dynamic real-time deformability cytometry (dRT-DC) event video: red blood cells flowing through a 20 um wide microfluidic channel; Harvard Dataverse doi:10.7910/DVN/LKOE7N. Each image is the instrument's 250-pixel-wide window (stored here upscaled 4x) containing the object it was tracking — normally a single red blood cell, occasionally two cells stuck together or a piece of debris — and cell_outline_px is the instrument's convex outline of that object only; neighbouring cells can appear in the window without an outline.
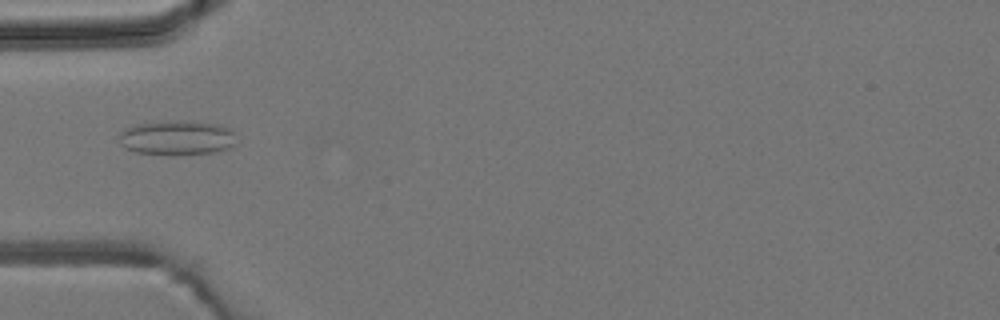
{"species": "common noctule bat (a hibernating species)", "species_latin": "Nyctalus noctula", "temperature_condition": "room temperature", "stored_images_in_passage": 6, "camera_frame_rate_fps": 3000, "um_per_image_px": 0.085, "animal": {"sex": "male", "body_mass_g": 19.2, "forearm_length_mm": 51.8}, "frame": {"image": 1, "passage_image": 5, "time_ms": 4.667, "image_size_px": [1000, 320], "cell_outline_px": [[236, 144], [232, 148], [212, 152], [172, 156], [136, 152], [124, 148], [120, 144], [120, 132], [124, 128], [140, 124], [164, 120], [180, 120], [216, 124], [228, 128], [232, 132]], "centroid_in_image_um": [15.02, 11.72], "position_along_channel_um": 70.0, "area_um2": 23.93}}